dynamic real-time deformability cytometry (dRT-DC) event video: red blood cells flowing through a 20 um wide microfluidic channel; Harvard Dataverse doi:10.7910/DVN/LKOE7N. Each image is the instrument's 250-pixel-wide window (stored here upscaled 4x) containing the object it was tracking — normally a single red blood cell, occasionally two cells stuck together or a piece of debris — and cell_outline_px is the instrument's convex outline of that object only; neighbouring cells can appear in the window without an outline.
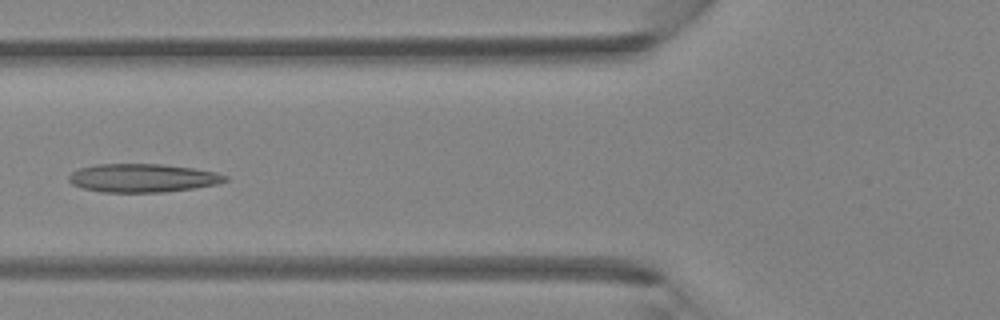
{"species": "Egyptian fruit bat (a non-hibernating species)", "species_latin": "Rousettus aegyptiacus", "temperature_condition": "room temperature", "stored_images_in_passage": 5, "camera_frame_rate_fps": 3000, "um_per_image_px": 0.085, "animal": {"sex": "female"}, "frame": {"image": 1, "passage_image": 5, "time_ms": 1.333, "image_size_px": [1000, 320], "cell_outline_px": [[228, 180], [216, 184], [192, 188], [164, 192], [100, 192], [84, 188], [72, 184], [68, 180], [68, 176], [72, 172], [80, 168], [96, 164], [160, 164], [192, 168], [216, 172], [228, 176]], "centroid_in_image_um": [12.11, 15.13], "position_along_channel_um": 113.7, "area_um2": 25.78}}